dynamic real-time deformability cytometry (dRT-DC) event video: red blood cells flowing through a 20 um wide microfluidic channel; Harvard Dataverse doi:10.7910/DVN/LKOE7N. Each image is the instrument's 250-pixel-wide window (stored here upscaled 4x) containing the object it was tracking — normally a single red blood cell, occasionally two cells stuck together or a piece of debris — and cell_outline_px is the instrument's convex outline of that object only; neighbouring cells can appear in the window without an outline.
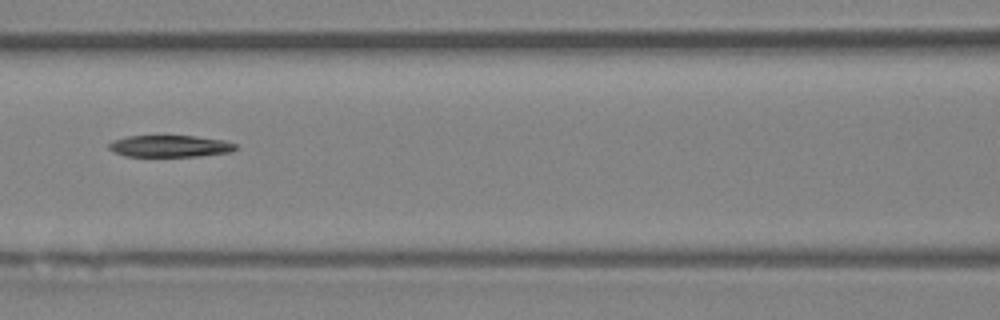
{"species": "Egyptian fruit bat (a non-hibernating species)", "species_latin": "Rousettus aegyptiacus", "temperature_condition": "room temperature", "stored_images_in_passage": 39, "camera_frame_rate_fps": 3000, "um_per_image_px": 0.085, "animal": {"sex": "female"}, "frame": {"image": 1, "passage_image": 22, "time_ms": 7.0, "image_size_px": [1000, 320], "cell_outline_px": [[236, 148], [232, 152], [200, 156], [124, 156], [112, 152], [108, 148], [108, 144], [112, 140], [128, 136], [196, 136], [224, 140], [236, 144]], "centroid_in_image_um": [14.42, 12.42], "position_along_channel_um": 152.2, "area_um2": 16.18}}